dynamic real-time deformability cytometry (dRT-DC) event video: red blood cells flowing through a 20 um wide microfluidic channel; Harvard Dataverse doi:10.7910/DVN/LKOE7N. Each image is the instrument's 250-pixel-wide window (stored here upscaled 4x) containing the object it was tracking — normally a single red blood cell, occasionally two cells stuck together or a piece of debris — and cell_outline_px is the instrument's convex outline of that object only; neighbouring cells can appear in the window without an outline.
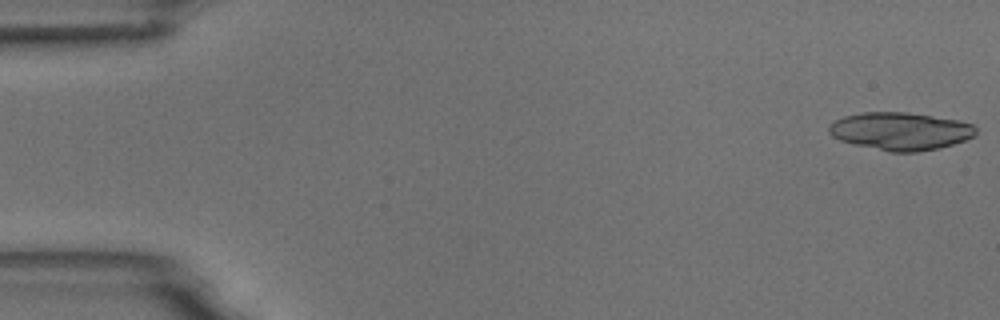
{"species": "common noctule bat (a hibernating species)", "species_latin": "Nyctalus noctula", "temperature_condition": "room temperature", "stored_images_in_passage": 6, "camera_frame_rate_fps": 3000, "um_per_image_px": 0.085, "animal": {"sex": "male", "body_mass_g": 18.8}, "frame": {"image": 1, "passage_image": 1, "time_ms": 0.0, "image_size_px": [1000, 320], "cell_outline_px": [[976, 132], [972, 136], [964, 140], [940, 148], [916, 152], [892, 152], [856, 144], [840, 140], [832, 136], [828, 132], [828, 128], [836, 120], [844, 116], [864, 112], [908, 112], [960, 120], [972, 124], [976, 128]], "centroid_in_image_um": [76.55, 11.14], "position_along_channel_um": 8.4, "area_um2": 32.08}}